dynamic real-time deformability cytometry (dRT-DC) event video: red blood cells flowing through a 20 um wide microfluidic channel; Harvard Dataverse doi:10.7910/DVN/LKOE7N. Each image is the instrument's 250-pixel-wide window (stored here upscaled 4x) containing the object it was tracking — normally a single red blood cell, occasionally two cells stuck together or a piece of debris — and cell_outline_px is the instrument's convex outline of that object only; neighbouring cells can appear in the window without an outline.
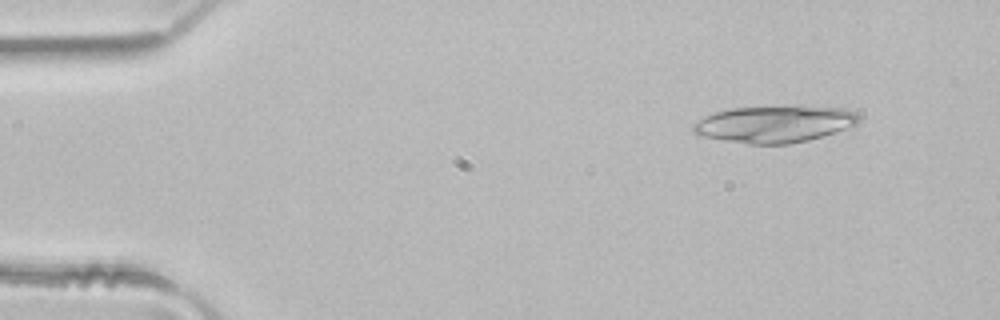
{"species": "common noctule bat (a hibernating species)", "species_latin": "Nyctalus noctula", "temperature_condition": "room temperature", "stored_images_in_passage": 44, "camera_frame_rate_fps": 3000, "um_per_image_px": 0.085, "animal": {"sex": "male", "body_mass_g": 21.5, "forearm_length_mm": 52.0}, "frame": {"image": 1, "passage_image": 1, "time_ms": 0.0, "image_size_px": [1000, 320], "cell_outline_px": [[860, 120], [856, 124], [836, 132], [808, 140], [788, 144], [748, 144], [700, 136], [692, 132], [692, 124], [696, 120], [704, 116], [728, 108], [792, 104], [800, 104], [840, 108], [856, 112], [860, 116]], "centroid_in_image_um": [65.82, 10.51], "position_along_channel_um": 19.2, "area_um2": 36.53}}